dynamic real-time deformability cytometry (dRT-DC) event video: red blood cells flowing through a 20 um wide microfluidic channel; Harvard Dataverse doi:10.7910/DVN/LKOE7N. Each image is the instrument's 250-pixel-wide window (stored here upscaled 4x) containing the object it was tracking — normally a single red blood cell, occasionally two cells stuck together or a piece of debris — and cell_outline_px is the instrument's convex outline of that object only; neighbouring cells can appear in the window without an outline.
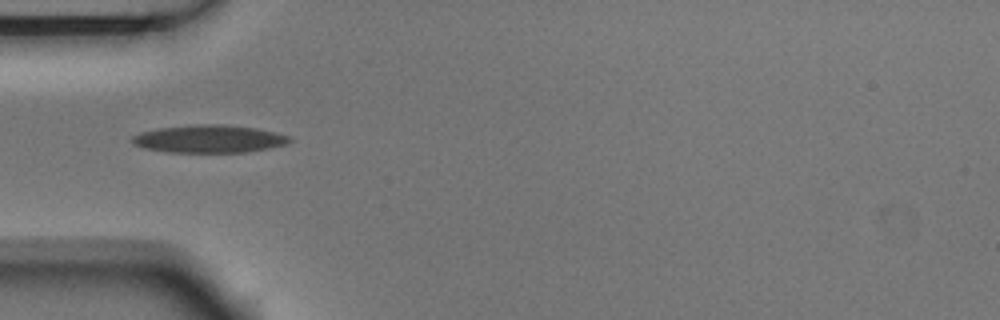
{"species": "Egyptian fruit bat (a non-hibernating species)", "species_latin": "Rousettus aegyptiacus", "temperature_condition": "room temperature", "stored_images_in_passage": 10, "camera_frame_rate_fps": 3000, "um_per_image_px": 0.085, "animal": {"sex": "male"}, "frame": {"image": 1, "passage_image": 1, "time_ms": 0.0, "image_size_px": [1000, 320], "cell_outline_px": [[292, 140], [284, 144], [268, 148], [248, 152], [164, 152], [144, 148], [132, 144], [132, 136], [140, 132], [160, 128], [196, 124], [224, 124], [256, 128], [276, 132], [292, 136]], "centroid_in_image_um": [17.77, 11.8], "position_along_channel_um": 67.2, "area_um2": 25.55}}
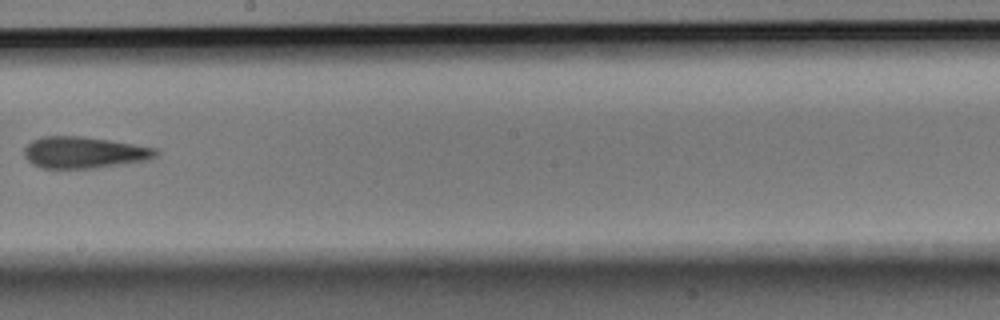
{"frame": {"image": 2, "passage_image": 5, "time_ms": 1.333, "image_size_px": [1000, 320], "cell_outline_px": [[160, 152], [156, 156], [148, 160], [96, 168], [40, 168], [32, 164], [24, 156], [24, 148], [32, 140], [44, 136], [84, 136], [156, 148]], "centroid_in_image_um": [7.14, 12.96], "position_along_channel_um": 241.1, "area_um2": 24.22}}
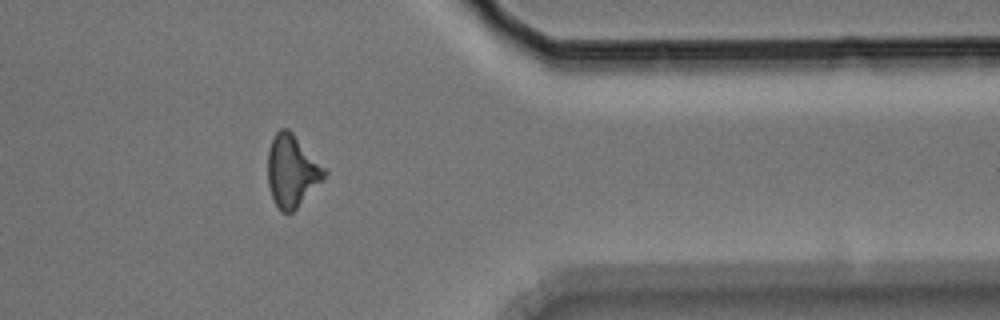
{"frame": {"image": 3, "passage_image": 9, "time_ms": 2.667, "image_size_px": [1000, 320], "cell_outline_px": [[328, 172], [296, 208], [292, 212], [280, 212], [272, 196], [268, 184], [268, 148], [276, 132], [280, 128], [288, 128], [328, 168]], "centroid_in_image_um": [24.82, 14.48], "position_along_channel_um": 386.6, "area_um2": 23.64}}